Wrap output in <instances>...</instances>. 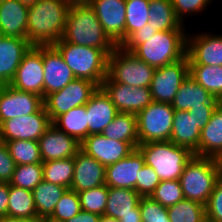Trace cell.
<instances>
[{"label": "cell", "instance_id": "cell-1", "mask_svg": "<svg viewBox=\"0 0 222 222\" xmlns=\"http://www.w3.org/2000/svg\"><path fill=\"white\" fill-rule=\"evenodd\" d=\"M70 7L63 0H39L28 9L27 39L33 46L62 39Z\"/></svg>", "mask_w": 222, "mask_h": 222}, {"label": "cell", "instance_id": "cell-2", "mask_svg": "<svg viewBox=\"0 0 222 222\" xmlns=\"http://www.w3.org/2000/svg\"><path fill=\"white\" fill-rule=\"evenodd\" d=\"M62 39L68 43L102 49L108 56L117 47L103 30L91 5L69 9Z\"/></svg>", "mask_w": 222, "mask_h": 222}, {"label": "cell", "instance_id": "cell-3", "mask_svg": "<svg viewBox=\"0 0 222 222\" xmlns=\"http://www.w3.org/2000/svg\"><path fill=\"white\" fill-rule=\"evenodd\" d=\"M187 32L185 30L159 31L148 38H141V44L132 53L155 68L172 64L186 56Z\"/></svg>", "mask_w": 222, "mask_h": 222}, {"label": "cell", "instance_id": "cell-4", "mask_svg": "<svg viewBox=\"0 0 222 222\" xmlns=\"http://www.w3.org/2000/svg\"><path fill=\"white\" fill-rule=\"evenodd\" d=\"M53 46L71 68L75 78L90 80L100 87L108 68V55L102 49L68 43L63 39Z\"/></svg>", "mask_w": 222, "mask_h": 222}, {"label": "cell", "instance_id": "cell-5", "mask_svg": "<svg viewBox=\"0 0 222 222\" xmlns=\"http://www.w3.org/2000/svg\"><path fill=\"white\" fill-rule=\"evenodd\" d=\"M137 149L144 157L145 164L151 166L160 181L179 180L186 164L194 153L171 141L139 144Z\"/></svg>", "mask_w": 222, "mask_h": 222}, {"label": "cell", "instance_id": "cell-6", "mask_svg": "<svg viewBox=\"0 0 222 222\" xmlns=\"http://www.w3.org/2000/svg\"><path fill=\"white\" fill-rule=\"evenodd\" d=\"M219 179L217 159L194 155L184 167L179 180L185 199L206 206Z\"/></svg>", "mask_w": 222, "mask_h": 222}, {"label": "cell", "instance_id": "cell-7", "mask_svg": "<svg viewBox=\"0 0 222 222\" xmlns=\"http://www.w3.org/2000/svg\"><path fill=\"white\" fill-rule=\"evenodd\" d=\"M155 69L121 46L108 56L107 76L120 84L150 87Z\"/></svg>", "mask_w": 222, "mask_h": 222}, {"label": "cell", "instance_id": "cell-8", "mask_svg": "<svg viewBox=\"0 0 222 222\" xmlns=\"http://www.w3.org/2000/svg\"><path fill=\"white\" fill-rule=\"evenodd\" d=\"M175 110L171 103L151 102L137 115L139 144L170 141Z\"/></svg>", "mask_w": 222, "mask_h": 222}, {"label": "cell", "instance_id": "cell-9", "mask_svg": "<svg viewBox=\"0 0 222 222\" xmlns=\"http://www.w3.org/2000/svg\"><path fill=\"white\" fill-rule=\"evenodd\" d=\"M97 89L94 82L76 78L63 89L47 95L43 102L50 121L72 108L85 105Z\"/></svg>", "mask_w": 222, "mask_h": 222}, {"label": "cell", "instance_id": "cell-10", "mask_svg": "<svg viewBox=\"0 0 222 222\" xmlns=\"http://www.w3.org/2000/svg\"><path fill=\"white\" fill-rule=\"evenodd\" d=\"M188 75L189 60L187 55L177 62L156 68L150 84L153 101L171 103Z\"/></svg>", "mask_w": 222, "mask_h": 222}, {"label": "cell", "instance_id": "cell-11", "mask_svg": "<svg viewBox=\"0 0 222 222\" xmlns=\"http://www.w3.org/2000/svg\"><path fill=\"white\" fill-rule=\"evenodd\" d=\"M52 124L44 105L35 113L4 121L0 125L1 141H38Z\"/></svg>", "mask_w": 222, "mask_h": 222}, {"label": "cell", "instance_id": "cell-12", "mask_svg": "<svg viewBox=\"0 0 222 222\" xmlns=\"http://www.w3.org/2000/svg\"><path fill=\"white\" fill-rule=\"evenodd\" d=\"M100 88L110 98L118 112L137 115L153 102L150 87H132L114 82L106 76Z\"/></svg>", "mask_w": 222, "mask_h": 222}, {"label": "cell", "instance_id": "cell-13", "mask_svg": "<svg viewBox=\"0 0 222 222\" xmlns=\"http://www.w3.org/2000/svg\"><path fill=\"white\" fill-rule=\"evenodd\" d=\"M10 86L35 93L44 99V68L42 45L32 46L23 56Z\"/></svg>", "mask_w": 222, "mask_h": 222}, {"label": "cell", "instance_id": "cell-14", "mask_svg": "<svg viewBox=\"0 0 222 222\" xmlns=\"http://www.w3.org/2000/svg\"><path fill=\"white\" fill-rule=\"evenodd\" d=\"M44 105L35 93L21 91L10 85L0 87V125L9 119L37 112Z\"/></svg>", "mask_w": 222, "mask_h": 222}, {"label": "cell", "instance_id": "cell-15", "mask_svg": "<svg viewBox=\"0 0 222 222\" xmlns=\"http://www.w3.org/2000/svg\"><path fill=\"white\" fill-rule=\"evenodd\" d=\"M91 6L105 33L120 46L125 41V0H93Z\"/></svg>", "mask_w": 222, "mask_h": 222}, {"label": "cell", "instance_id": "cell-16", "mask_svg": "<svg viewBox=\"0 0 222 222\" xmlns=\"http://www.w3.org/2000/svg\"><path fill=\"white\" fill-rule=\"evenodd\" d=\"M189 65L222 66V35L211 32L187 35Z\"/></svg>", "mask_w": 222, "mask_h": 222}, {"label": "cell", "instance_id": "cell-17", "mask_svg": "<svg viewBox=\"0 0 222 222\" xmlns=\"http://www.w3.org/2000/svg\"><path fill=\"white\" fill-rule=\"evenodd\" d=\"M44 68V98L52 92L59 91L75 78L71 68L53 45H42Z\"/></svg>", "mask_w": 222, "mask_h": 222}, {"label": "cell", "instance_id": "cell-18", "mask_svg": "<svg viewBox=\"0 0 222 222\" xmlns=\"http://www.w3.org/2000/svg\"><path fill=\"white\" fill-rule=\"evenodd\" d=\"M80 149L105 167L127 157L135 149L128 143L93 134L80 143Z\"/></svg>", "mask_w": 222, "mask_h": 222}, {"label": "cell", "instance_id": "cell-19", "mask_svg": "<svg viewBox=\"0 0 222 222\" xmlns=\"http://www.w3.org/2000/svg\"><path fill=\"white\" fill-rule=\"evenodd\" d=\"M106 167L79 149L74 157L70 189L77 193L105 184Z\"/></svg>", "mask_w": 222, "mask_h": 222}, {"label": "cell", "instance_id": "cell-20", "mask_svg": "<svg viewBox=\"0 0 222 222\" xmlns=\"http://www.w3.org/2000/svg\"><path fill=\"white\" fill-rule=\"evenodd\" d=\"M42 162L75 157L80 143L51 124L38 140Z\"/></svg>", "mask_w": 222, "mask_h": 222}, {"label": "cell", "instance_id": "cell-21", "mask_svg": "<svg viewBox=\"0 0 222 222\" xmlns=\"http://www.w3.org/2000/svg\"><path fill=\"white\" fill-rule=\"evenodd\" d=\"M144 165L143 155L135 149L124 159L106 166L105 184L108 187L135 190L139 171Z\"/></svg>", "mask_w": 222, "mask_h": 222}, {"label": "cell", "instance_id": "cell-22", "mask_svg": "<svg viewBox=\"0 0 222 222\" xmlns=\"http://www.w3.org/2000/svg\"><path fill=\"white\" fill-rule=\"evenodd\" d=\"M33 45L27 38L5 37L0 39V84L9 85L23 56Z\"/></svg>", "mask_w": 222, "mask_h": 222}, {"label": "cell", "instance_id": "cell-23", "mask_svg": "<svg viewBox=\"0 0 222 222\" xmlns=\"http://www.w3.org/2000/svg\"><path fill=\"white\" fill-rule=\"evenodd\" d=\"M88 136L102 134L119 113L106 93L98 87L86 103Z\"/></svg>", "mask_w": 222, "mask_h": 222}, {"label": "cell", "instance_id": "cell-24", "mask_svg": "<svg viewBox=\"0 0 222 222\" xmlns=\"http://www.w3.org/2000/svg\"><path fill=\"white\" fill-rule=\"evenodd\" d=\"M28 9L18 0L0 2V31L3 36L27 38Z\"/></svg>", "mask_w": 222, "mask_h": 222}, {"label": "cell", "instance_id": "cell-25", "mask_svg": "<svg viewBox=\"0 0 222 222\" xmlns=\"http://www.w3.org/2000/svg\"><path fill=\"white\" fill-rule=\"evenodd\" d=\"M220 101L189 75L182 82L171 106L174 110L188 111L198 106H218Z\"/></svg>", "mask_w": 222, "mask_h": 222}, {"label": "cell", "instance_id": "cell-26", "mask_svg": "<svg viewBox=\"0 0 222 222\" xmlns=\"http://www.w3.org/2000/svg\"><path fill=\"white\" fill-rule=\"evenodd\" d=\"M201 131L188 111L175 110L170 141L175 145L189 149L199 157Z\"/></svg>", "mask_w": 222, "mask_h": 222}, {"label": "cell", "instance_id": "cell-27", "mask_svg": "<svg viewBox=\"0 0 222 222\" xmlns=\"http://www.w3.org/2000/svg\"><path fill=\"white\" fill-rule=\"evenodd\" d=\"M222 156V102L213 111L210 121L201 130L199 157L218 159Z\"/></svg>", "mask_w": 222, "mask_h": 222}, {"label": "cell", "instance_id": "cell-28", "mask_svg": "<svg viewBox=\"0 0 222 222\" xmlns=\"http://www.w3.org/2000/svg\"><path fill=\"white\" fill-rule=\"evenodd\" d=\"M141 196L132 189L108 187V199L104 215L119 220L127 214H141Z\"/></svg>", "mask_w": 222, "mask_h": 222}, {"label": "cell", "instance_id": "cell-29", "mask_svg": "<svg viewBox=\"0 0 222 222\" xmlns=\"http://www.w3.org/2000/svg\"><path fill=\"white\" fill-rule=\"evenodd\" d=\"M107 138L128 142L134 149L139 145L137 118L135 114L119 112L102 132Z\"/></svg>", "mask_w": 222, "mask_h": 222}, {"label": "cell", "instance_id": "cell-30", "mask_svg": "<svg viewBox=\"0 0 222 222\" xmlns=\"http://www.w3.org/2000/svg\"><path fill=\"white\" fill-rule=\"evenodd\" d=\"M148 24L157 32L185 30V25L175 14L171 0H150Z\"/></svg>", "mask_w": 222, "mask_h": 222}, {"label": "cell", "instance_id": "cell-31", "mask_svg": "<svg viewBox=\"0 0 222 222\" xmlns=\"http://www.w3.org/2000/svg\"><path fill=\"white\" fill-rule=\"evenodd\" d=\"M86 104L70 109L58 116L52 124L81 143L88 137Z\"/></svg>", "mask_w": 222, "mask_h": 222}, {"label": "cell", "instance_id": "cell-32", "mask_svg": "<svg viewBox=\"0 0 222 222\" xmlns=\"http://www.w3.org/2000/svg\"><path fill=\"white\" fill-rule=\"evenodd\" d=\"M66 190L67 188L64 186L42 180L32 190L37 216L48 219L54 212L56 204Z\"/></svg>", "mask_w": 222, "mask_h": 222}, {"label": "cell", "instance_id": "cell-33", "mask_svg": "<svg viewBox=\"0 0 222 222\" xmlns=\"http://www.w3.org/2000/svg\"><path fill=\"white\" fill-rule=\"evenodd\" d=\"M189 76L222 102V66L189 65Z\"/></svg>", "mask_w": 222, "mask_h": 222}, {"label": "cell", "instance_id": "cell-34", "mask_svg": "<svg viewBox=\"0 0 222 222\" xmlns=\"http://www.w3.org/2000/svg\"><path fill=\"white\" fill-rule=\"evenodd\" d=\"M8 216L14 218L37 216L32 191L9 184Z\"/></svg>", "mask_w": 222, "mask_h": 222}, {"label": "cell", "instance_id": "cell-35", "mask_svg": "<svg viewBox=\"0 0 222 222\" xmlns=\"http://www.w3.org/2000/svg\"><path fill=\"white\" fill-rule=\"evenodd\" d=\"M43 180L70 189L74 174V157L42 162Z\"/></svg>", "mask_w": 222, "mask_h": 222}, {"label": "cell", "instance_id": "cell-36", "mask_svg": "<svg viewBox=\"0 0 222 222\" xmlns=\"http://www.w3.org/2000/svg\"><path fill=\"white\" fill-rule=\"evenodd\" d=\"M167 212L170 222H204L206 220V207L185 198L167 207Z\"/></svg>", "mask_w": 222, "mask_h": 222}, {"label": "cell", "instance_id": "cell-37", "mask_svg": "<svg viewBox=\"0 0 222 222\" xmlns=\"http://www.w3.org/2000/svg\"><path fill=\"white\" fill-rule=\"evenodd\" d=\"M1 142L7 145L10 156L16 165L42 163L38 141L13 140Z\"/></svg>", "mask_w": 222, "mask_h": 222}, {"label": "cell", "instance_id": "cell-38", "mask_svg": "<svg viewBox=\"0 0 222 222\" xmlns=\"http://www.w3.org/2000/svg\"><path fill=\"white\" fill-rule=\"evenodd\" d=\"M150 0H125V40L149 22Z\"/></svg>", "mask_w": 222, "mask_h": 222}, {"label": "cell", "instance_id": "cell-39", "mask_svg": "<svg viewBox=\"0 0 222 222\" xmlns=\"http://www.w3.org/2000/svg\"><path fill=\"white\" fill-rule=\"evenodd\" d=\"M42 180V163L16 165L9 184L32 191Z\"/></svg>", "mask_w": 222, "mask_h": 222}, {"label": "cell", "instance_id": "cell-40", "mask_svg": "<svg viewBox=\"0 0 222 222\" xmlns=\"http://www.w3.org/2000/svg\"><path fill=\"white\" fill-rule=\"evenodd\" d=\"M78 196L82 210L100 216L104 215L108 199V186L106 184L79 192Z\"/></svg>", "mask_w": 222, "mask_h": 222}, {"label": "cell", "instance_id": "cell-41", "mask_svg": "<svg viewBox=\"0 0 222 222\" xmlns=\"http://www.w3.org/2000/svg\"><path fill=\"white\" fill-rule=\"evenodd\" d=\"M82 210L78 193L67 189L48 218L51 222H65Z\"/></svg>", "mask_w": 222, "mask_h": 222}, {"label": "cell", "instance_id": "cell-42", "mask_svg": "<svg viewBox=\"0 0 222 222\" xmlns=\"http://www.w3.org/2000/svg\"><path fill=\"white\" fill-rule=\"evenodd\" d=\"M150 197L164 207L180 202L184 199L180 180L160 181Z\"/></svg>", "mask_w": 222, "mask_h": 222}, {"label": "cell", "instance_id": "cell-43", "mask_svg": "<svg viewBox=\"0 0 222 222\" xmlns=\"http://www.w3.org/2000/svg\"><path fill=\"white\" fill-rule=\"evenodd\" d=\"M142 222H170L167 207L149 197H141L139 202Z\"/></svg>", "mask_w": 222, "mask_h": 222}, {"label": "cell", "instance_id": "cell-44", "mask_svg": "<svg viewBox=\"0 0 222 222\" xmlns=\"http://www.w3.org/2000/svg\"><path fill=\"white\" fill-rule=\"evenodd\" d=\"M159 184L160 179L157 173L151 166L145 164L139 171L135 191L141 197H149Z\"/></svg>", "mask_w": 222, "mask_h": 222}, {"label": "cell", "instance_id": "cell-45", "mask_svg": "<svg viewBox=\"0 0 222 222\" xmlns=\"http://www.w3.org/2000/svg\"><path fill=\"white\" fill-rule=\"evenodd\" d=\"M211 2H213V0H171L175 14L183 25L185 16H195V14L203 12L212 4Z\"/></svg>", "mask_w": 222, "mask_h": 222}, {"label": "cell", "instance_id": "cell-46", "mask_svg": "<svg viewBox=\"0 0 222 222\" xmlns=\"http://www.w3.org/2000/svg\"><path fill=\"white\" fill-rule=\"evenodd\" d=\"M206 207V220L222 222V179L220 178L210 195Z\"/></svg>", "mask_w": 222, "mask_h": 222}, {"label": "cell", "instance_id": "cell-47", "mask_svg": "<svg viewBox=\"0 0 222 222\" xmlns=\"http://www.w3.org/2000/svg\"><path fill=\"white\" fill-rule=\"evenodd\" d=\"M16 163L10 156L7 145L0 143V182L9 183L12 179Z\"/></svg>", "mask_w": 222, "mask_h": 222}, {"label": "cell", "instance_id": "cell-48", "mask_svg": "<svg viewBox=\"0 0 222 222\" xmlns=\"http://www.w3.org/2000/svg\"><path fill=\"white\" fill-rule=\"evenodd\" d=\"M155 33H157V31L147 23L141 29L133 32L120 46L126 51L132 52L141 44V38H148Z\"/></svg>", "mask_w": 222, "mask_h": 222}, {"label": "cell", "instance_id": "cell-49", "mask_svg": "<svg viewBox=\"0 0 222 222\" xmlns=\"http://www.w3.org/2000/svg\"><path fill=\"white\" fill-rule=\"evenodd\" d=\"M217 106H198L188 110L189 114L195 120L197 128L201 131L210 121L211 115Z\"/></svg>", "mask_w": 222, "mask_h": 222}, {"label": "cell", "instance_id": "cell-50", "mask_svg": "<svg viewBox=\"0 0 222 222\" xmlns=\"http://www.w3.org/2000/svg\"><path fill=\"white\" fill-rule=\"evenodd\" d=\"M9 183L0 182V218L8 216Z\"/></svg>", "mask_w": 222, "mask_h": 222}, {"label": "cell", "instance_id": "cell-51", "mask_svg": "<svg viewBox=\"0 0 222 222\" xmlns=\"http://www.w3.org/2000/svg\"><path fill=\"white\" fill-rule=\"evenodd\" d=\"M99 219L100 215L81 210L77 215L65 222H99Z\"/></svg>", "mask_w": 222, "mask_h": 222}, {"label": "cell", "instance_id": "cell-52", "mask_svg": "<svg viewBox=\"0 0 222 222\" xmlns=\"http://www.w3.org/2000/svg\"><path fill=\"white\" fill-rule=\"evenodd\" d=\"M44 218L33 216L28 218H14L9 216H4L0 218V222H44Z\"/></svg>", "mask_w": 222, "mask_h": 222}, {"label": "cell", "instance_id": "cell-53", "mask_svg": "<svg viewBox=\"0 0 222 222\" xmlns=\"http://www.w3.org/2000/svg\"><path fill=\"white\" fill-rule=\"evenodd\" d=\"M118 222H142L141 214H127L118 220Z\"/></svg>", "mask_w": 222, "mask_h": 222}, {"label": "cell", "instance_id": "cell-54", "mask_svg": "<svg viewBox=\"0 0 222 222\" xmlns=\"http://www.w3.org/2000/svg\"><path fill=\"white\" fill-rule=\"evenodd\" d=\"M70 8L82 5H91L93 0H63Z\"/></svg>", "mask_w": 222, "mask_h": 222}, {"label": "cell", "instance_id": "cell-55", "mask_svg": "<svg viewBox=\"0 0 222 222\" xmlns=\"http://www.w3.org/2000/svg\"><path fill=\"white\" fill-rule=\"evenodd\" d=\"M20 1L24 6L26 7H32L35 3H37L39 0H18Z\"/></svg>", "mask_w": 222, "mask_h": 222}, {"label": "cell", "instance_id": "cell-56", "mask_svg": "<svg viewBox=\"0 0 222 222\" xmlns=\"http://www.w3.org/2000/svg\"><path fill=\"white\" fill-rule=\"evenodd\" d=\"M99 222H118V220L106 215L100 216Z\"/></svg>", "mask_w": 222, "mask_h": 222}, {"label": "cell", "instance_id": "cell-57", "mask_svg": "<svg viewBox=\"0 0 222 222\" xmlns=\"http://www.w3.org/2000/svg\"><path fill=\"white\" fill-rule=\"evenodd\" d=\"M220 169V178L222 179V156L217 159Z\"/></svg>", "mask_w": 222, "mask_h": 222}]
</instances>
